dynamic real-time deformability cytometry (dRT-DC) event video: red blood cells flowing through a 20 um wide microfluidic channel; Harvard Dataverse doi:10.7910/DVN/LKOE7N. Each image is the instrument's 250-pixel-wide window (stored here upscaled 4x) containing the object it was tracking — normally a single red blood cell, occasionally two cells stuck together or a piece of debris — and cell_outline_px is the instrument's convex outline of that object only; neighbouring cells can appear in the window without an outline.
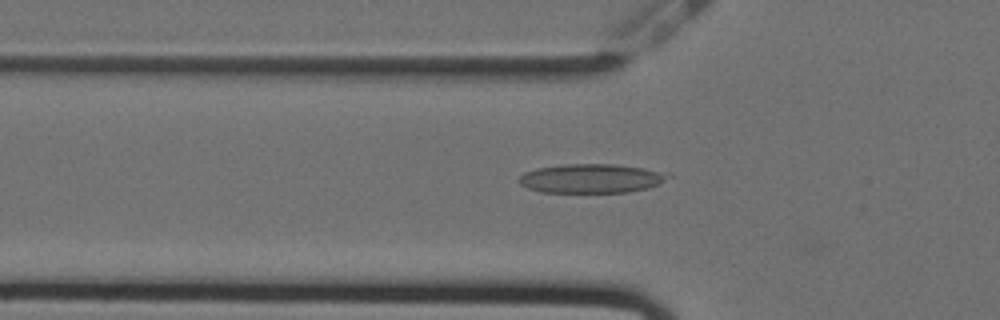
{"species": "Egyptian fruit bat (a non-hibernating species)", "species_latin": "Rousettus aegyptiacus", "temperature_condition": "cold", "stored_images_in_passage": 41, "camera_frame_rate_fps": 3000, "um_per_image_px": 0.085, "animal": {"sex": "female"}, "frame": {"image": 1, "passage_image": 3, "time_ms": 0.667, "image_size_px": [1000, 320], "cell_outline_px": [[672, 176], [660, 184], [648, 188], [628, 192], [540, 192], [528, 188], [520, 184], [520, 176], [524, 172], [536, 168], [564, 164], [616, 164], [672, 172]], "centroid_in_image_um": [50.34, 15.16], "position_along_channel_um": 75.5, "area_um2": 25.55}}
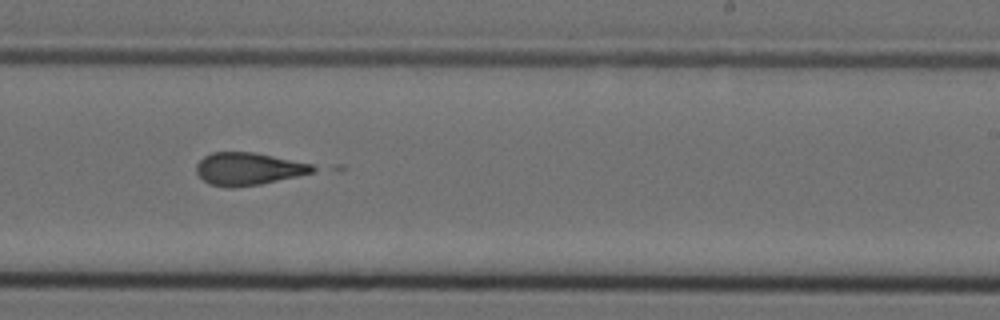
{"frame": {"image": 2, "passage_image": 19, "time_ms": 6.0, "image_size_px": [1000, 320], "cell_outline_px": [[320, 168], [316, 172], [260, 184], [232, 188], [228, 188], [208, 184], [196, 172], [196, 164], [204, 156], [212, 152], [252, 152], [312, 164]], "centroid_in_image_um": [21.11, 14.36], "position_along_channel_um": 267.9, "area_um2": 22.14}}
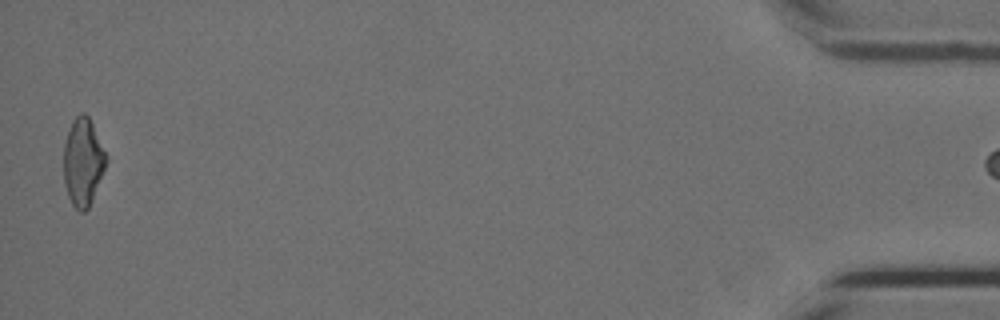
{"frame": {"image": 3, "passage_image": 40, "time_ms": 13.0, "image_size_px": [1000, 320], "cell_outline_px": [[108, 156], [104, 168], [92, 200], [88, 208], [84, 212], [80, 212], [72, 204], [68, 196], [64, 184], [64, 144], [72, 120], [80, 112], [84, 112], [88, 116]], "centroid_in_image_um": [7.04, 13.76], "position_along_channel_um": 428.2, "area_um2": 21.5}}